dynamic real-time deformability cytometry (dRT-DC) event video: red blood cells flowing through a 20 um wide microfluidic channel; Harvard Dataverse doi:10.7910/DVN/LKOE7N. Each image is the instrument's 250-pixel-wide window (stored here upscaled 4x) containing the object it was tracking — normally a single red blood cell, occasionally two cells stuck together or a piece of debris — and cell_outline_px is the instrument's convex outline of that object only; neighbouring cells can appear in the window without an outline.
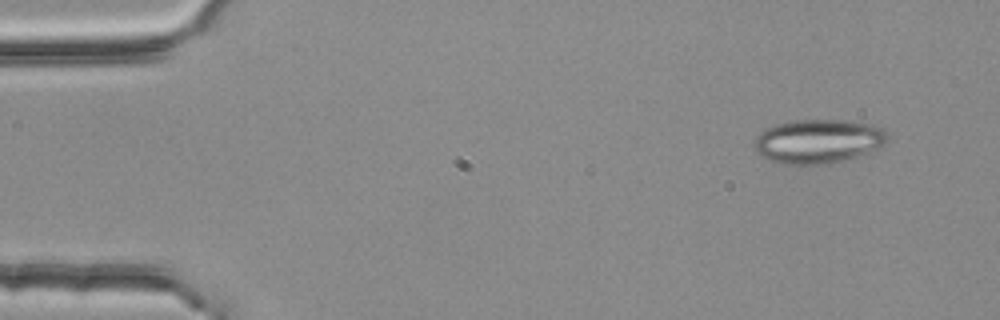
{"species": "common noctule bat (a hibernating species)", "species_latin": "Nyctalus noctula", "temperature_condition": "room temperature", "stored_images_in_passage": 3, "camera_frame_rate_fps": 3000, "um_per_image_px": 0.085, "animal": {"sex": "female", "body_mass_g": 25.1}, "frame": {"image": 1, "passage_image": 1, "time_ms": 0.0, "image_size_px": [1000, 320], "cell_outline_px": [[888, 140], [884, 144], [868, 152], [856, 156], [824, 164], [784, 164], [760, 156], [756, 152], [752, 144], [752, 140], [764, 128], [776, 124], [796, 120], [840, 120], [872, 124], [884, 128], [888, 136]], "centroid_in_image_um": [69.5, 11.99], "position_along_channel_um": 15.5, "area_um2": 34.16}}